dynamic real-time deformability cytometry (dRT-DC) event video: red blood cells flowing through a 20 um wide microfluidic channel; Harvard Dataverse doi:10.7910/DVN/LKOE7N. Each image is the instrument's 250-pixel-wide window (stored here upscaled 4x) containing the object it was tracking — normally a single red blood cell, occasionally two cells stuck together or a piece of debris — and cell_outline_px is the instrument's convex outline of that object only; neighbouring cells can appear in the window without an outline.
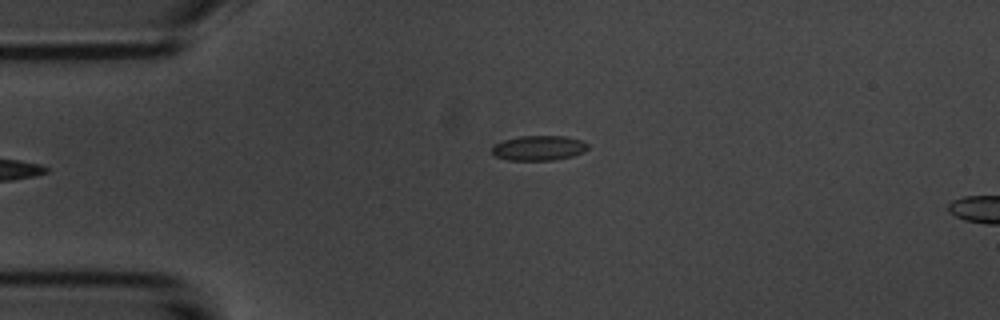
{"species": "common noctule bat (a hibernating species)", "species_latin": "Nyctalus noctula", "temperature_condition": "room temperature", "stored_images_in_passage": 2, "camera_frame_rate_fps": 3000, "um_per_image_px": 0.085, "animal": {"sex": "male", "body_mass_g": 20.1, "forearm_length_mm": 53.5}, "frame": {"image": 1, "passage_image": 2, "time_ms": 1.333, "image_size_px": [1000, 320], "cell_outline_px": [[588, 148], [584, 152], [572, 156], [552, 160], [508, 160], [496, 156], [492, 152], [492, 148], [496, 144], [504, 140], [520, 136], [564, 136], [580, 140], [588, 144]], "centroid_in_image_um": [45.81, 12.58], "position_along_channel_um": 39.2, "area_um2": 13.76}}